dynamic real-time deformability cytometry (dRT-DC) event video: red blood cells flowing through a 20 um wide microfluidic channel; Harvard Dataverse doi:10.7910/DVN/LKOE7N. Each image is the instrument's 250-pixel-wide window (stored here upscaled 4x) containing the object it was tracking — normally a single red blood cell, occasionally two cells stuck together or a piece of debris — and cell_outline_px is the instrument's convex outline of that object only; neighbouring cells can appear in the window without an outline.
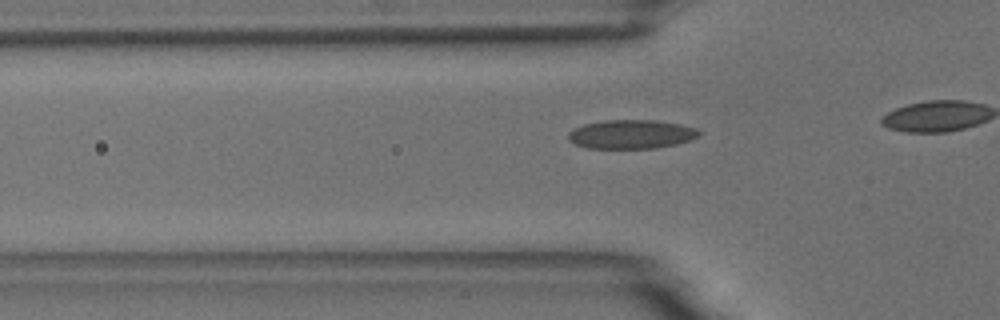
{"species": "common noctule bat (a hibernating species)", "species_latin": "Nyctalus noctula", "temperature_condition": "room temperature", "stored_images_in_passage": 14, "camera_frame_rate_fps": 3000, "um_per_image_px": 0.085, "animal": {"sex": "male", "body_mass_g": 18.8}, "frame": {"image": 1, "passage_image": 5, "time_ms": 1.333, "image_size_px": [1000, 320], "cell_outline_px": [[700, 136], [692, 140], [676, 144], [656, 148], [588, 148], [576, 144], [568, 140], [568, 132], [584, 124], [604, 120], [656, 120], [680, 124], [696, 128], [700, 132]], "centroid_in_image_um": [53.69, 11.41], "position_along_channel_um": 72.1, "area_um2": 22.08}}